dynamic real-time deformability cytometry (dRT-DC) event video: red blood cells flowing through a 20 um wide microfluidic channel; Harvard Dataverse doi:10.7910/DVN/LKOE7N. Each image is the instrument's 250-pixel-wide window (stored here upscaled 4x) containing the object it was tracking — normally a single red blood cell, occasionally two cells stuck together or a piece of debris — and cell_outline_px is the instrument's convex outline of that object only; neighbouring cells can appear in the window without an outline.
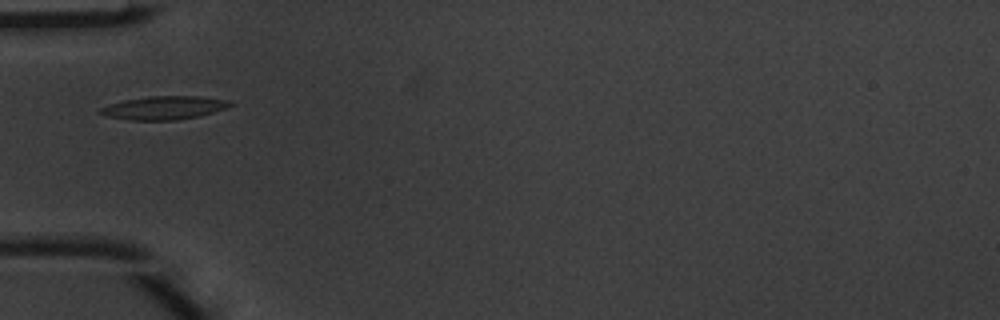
{"species": "common noctule bat (a hibernating species)", "species_latin": "Nyctalus noctula", "temperature_condition": "warm", "stored_images_in_passage": 3, "camera_frame_rate_fps": 3000, "um_per_image_px": 0.085, "animal": {"sex": "male", "body_mass_g": 20.1, "forearm_length_mm": 53.5}, "frame": {"image": 1, "passage_image": 1, "time_ms": 0.0, "image_size_px": [1000, 320], "cell_outline_px": [[236, 104], [200, 116], [176, 120], [128, 120], [108, 116], [100, 112], [100, 108], [124, 100], [148, 96], [200, 96], [228, 100]], "centroid_in_image_um": [13.99, 9.16], "position_along_channel_um": 71.0, "area_um2": 17.51}}
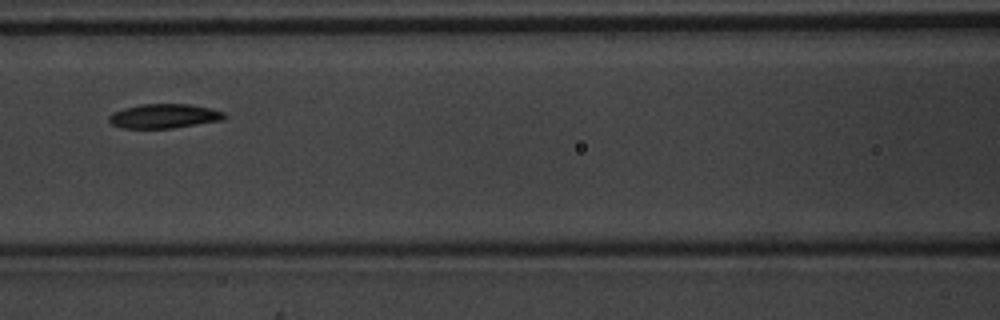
{"frame": {"image": 2, "passage_image": 3, "time_ms": 0.667, "image_size_px": [1000, 320], "cell_outline_px": [[228, 116], [224, 120], [172, 128], [120, 128], [112, 124], [108, 120], [108, 116], [112, 112], [124, 108], [140, 104], [192, 104], [224, 112]], "centroid_in_image_um": [13.94, 9.86], "position_along_channel_um": 152.7, "area_um2": 16.47}}